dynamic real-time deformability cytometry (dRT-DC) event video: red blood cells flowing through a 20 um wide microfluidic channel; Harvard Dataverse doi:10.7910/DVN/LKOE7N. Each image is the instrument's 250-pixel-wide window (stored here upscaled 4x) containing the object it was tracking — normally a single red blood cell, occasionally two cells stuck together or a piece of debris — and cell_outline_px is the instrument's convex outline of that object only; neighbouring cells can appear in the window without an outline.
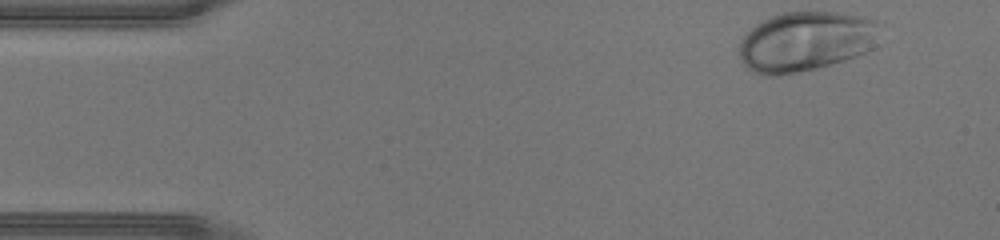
{"species": "human", "species_latin": "Homo sapiens", "temperature_condition": "warm", "stored_images_in_passage": 41, "camera_frame_rate_fps": 3000, "um_per_image_px": 0.085, "donor": {"sex": "male"}, "frame": {"image": 1, "passage_image": 1, "time_ms": 0.0, "image_size_px": [1000, 240], "cell_outline_px": [[880, 20], [872, 48], [856, 56], [844, 60], [816, 68], [796, 72], [772, 76], [768, 76], [756, 72], [748, 68], [740, 60], [740, 40], [756, 24], [772, 16], [784, 12], [836, 12], [864, 16]], "centroid_in_image_um": [68.49, 3.51], "position_along_channel_um": 16.5, "area_um2": 48.61}}
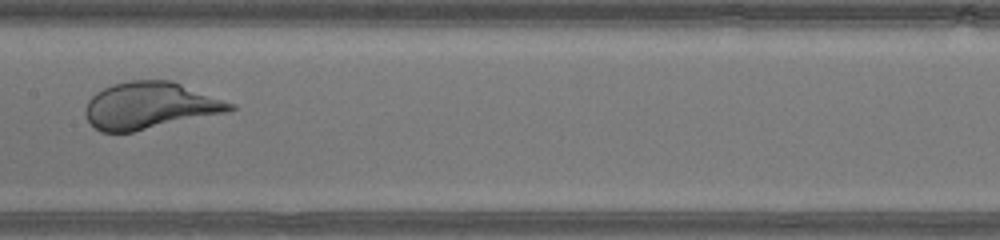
{"frame": {"image": 2, "passage_image": 19, "time_ms": 6.0, "image_size_px": [1000, 240], "cell_outline_px": [[236, 108], [228, 112], [132, 132], [100, 132], [88, 120], [84, 112], [88, 100], [96, 92], [112, 84], [132, 80], [172, 80], [236, 104]], "centroid_in_image_um": [12.76, 8.97], "position_along_channel_um": 194.6, "area_um2": 39.48}}
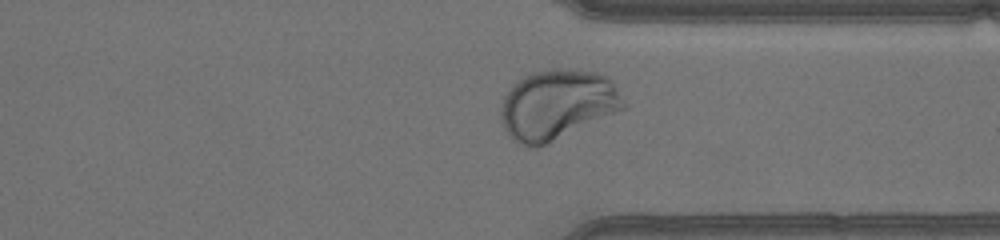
{"frame": {"image": 3, "passage_image": 30, "time_ms": 9.667, "image_size_px": [1000, 240], "cell_outline_px": [[628, 108], [536, 148], [532, 148], [516, 140], [504, 128], [500, 120], [500, 108], [504, 96], [512, 84], [524, 76], [532, 72], [552, 68], [564, 68], [596, 72], [608, 76], [612, 80], [628, 104]], "centroid_in_image_um": [47.41, 8.86], "position_along_channel_um": 364.0, "area_um2": 50.34}}